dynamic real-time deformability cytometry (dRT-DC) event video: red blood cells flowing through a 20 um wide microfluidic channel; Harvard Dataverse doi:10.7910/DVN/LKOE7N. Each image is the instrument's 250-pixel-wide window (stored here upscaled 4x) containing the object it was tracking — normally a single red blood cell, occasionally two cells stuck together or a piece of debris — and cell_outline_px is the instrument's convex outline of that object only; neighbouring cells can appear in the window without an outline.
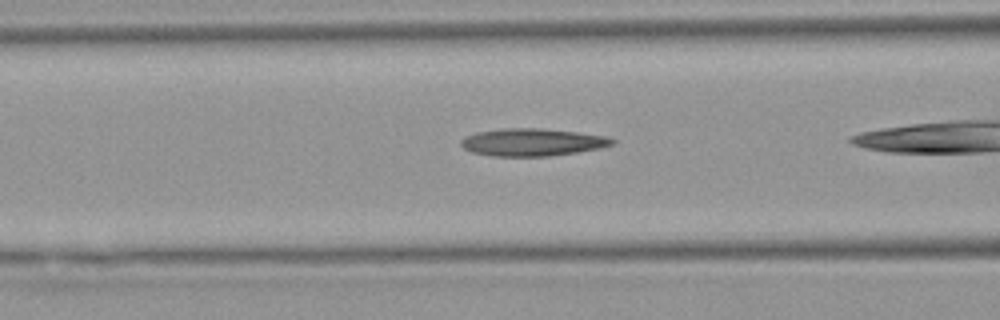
{"species": "Egyptian fruit bat (a non-hibernating species)", "species_latin": "Rousettus aegyptiacus", "temperature_condition": "warm", "stored_images_in_passage": 37, "camera_frame_rate_fps": 3000, "um_per_image_px": 0.085, "animal": {"sex": "female"}, "frame": {"image": 1, "passage_image": 17, "time_ms": 5.333, "image_size_px": [1000, 320], "cell_outline_px": [[616, 140], [612, 144], [600, 148], [576, 152], [548, 156], [492, 156], [472, 152], [464, 148], [460, 144], [460, 140], [476, 132], [504, 128], [540, 128], [576, 132], [608, 136]], "centroid_in_image_um": [45.24, 12.08], "position_along_channel_um": 121.4, "area_um2": 24.1}}
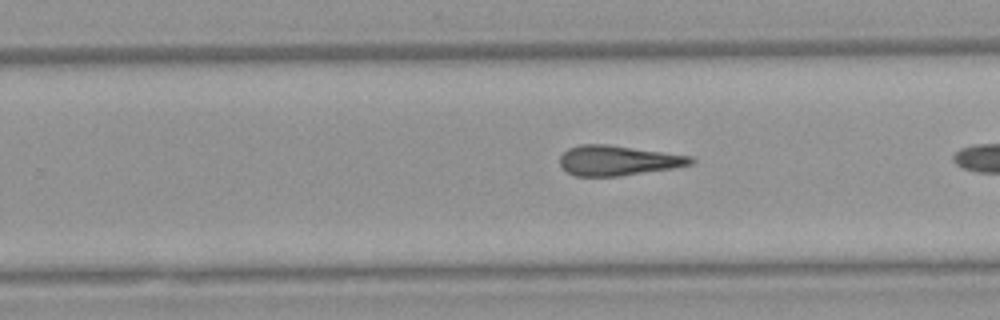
{"frame": {"image": 2, "passage_image": 29, "time_ms": 9.333, "image_size_px": [1000, 320], "cell_outline_px": [[696, 160], [692, 164], [672, 168], [620, 176], [576, 176], [568, 172], [560, 164], [560, 156], [568, 148], [580, 144], [608, 144], [692, 156]], "centroid_in_image_um": [52.53, 13.63], "position_along_channel_um": 277.3, "area_um2": 22.83}}
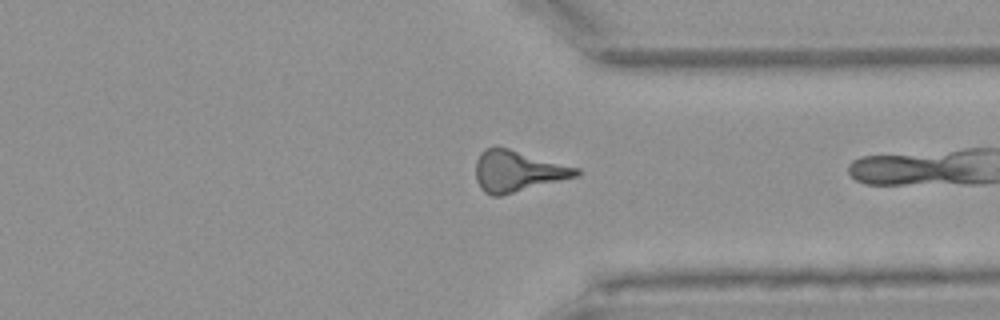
{"frame": {"image": 3, "passage_image": 36, "time_ms": 11.667, "image_size_px": [1000, 320], "cell_outline_px": [[580, 176], [500, 196], [492, 196], [484, 192], [480, 188], [476, 180], [476, 160], [480, 152], [484, 148], [508, 148], [580, 168]], "centroid_in_image_um": [44.01, 14.56], "position_along_channel_um": 367.4, "area_um2": 24.16}}